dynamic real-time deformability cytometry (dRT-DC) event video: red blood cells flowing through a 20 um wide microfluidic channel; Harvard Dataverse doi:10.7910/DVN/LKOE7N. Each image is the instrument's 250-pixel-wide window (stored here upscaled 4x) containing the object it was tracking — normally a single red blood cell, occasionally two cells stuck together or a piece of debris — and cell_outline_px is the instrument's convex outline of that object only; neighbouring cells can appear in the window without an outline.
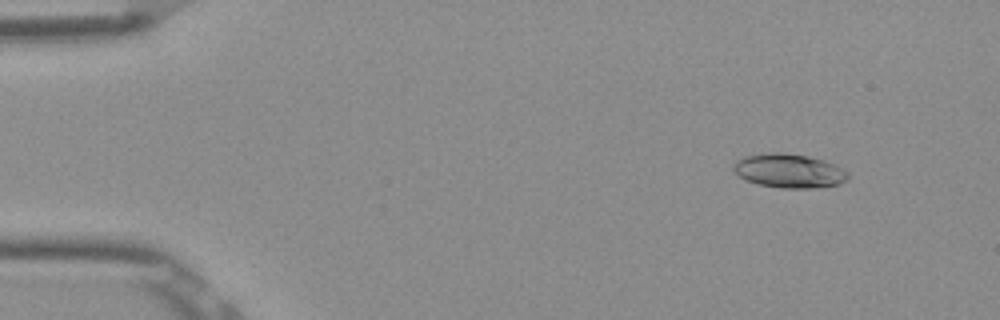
{"species": "Egyptian fruit bat (a non-hibernating species)", "species_latin": "Rousettus aegyptiacus", "temperature_condition": "room temperature", "stored_images_in_passage": 53, "camera_frame_rate_fps": 3000, "um_per_image_px": 0.085, "frame": {"image": 1, "passage_image": 6, "time_ms": 1.667, "image_size_px": [1000, 320], "cell_outline_px": [[848, 180], [840, 184], [812, 188], [780, 188], [760, 184], [744, 180], [732, 172], [732, 168], [736, 160], [744, 156], [772, 152], [780, 152], [808, 156], [824, 160], [836, 164], [848, 172]], "centroid_in_image_um": [67.06, 14.52], "position_along_channel_um": 17.9, "area_um2": 22.95}}
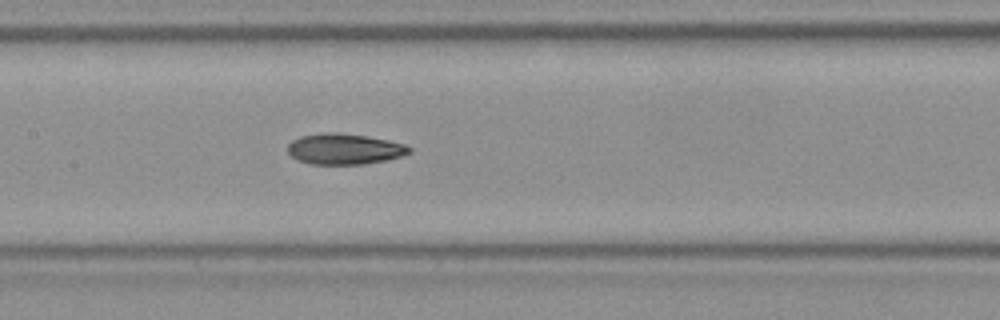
{"frame": {"image": 2, "passage_image": 26, "time_ms": 8.333, "image_size_px": [1000, 320], "cell_outline_px": [[412, 152], [388, 160], [364, 164], [308, 164], [292, 156], [288, 152], [288, 144], [292, 140], [300, 136], [324, 132], [336, 132], [368, 136], [388, 140], [404, 144], [412, 148]], "centroid_in_image_um": [29.29, 12.66], "position_along_channel_um": 178.1, "area_um2": 21.91}}
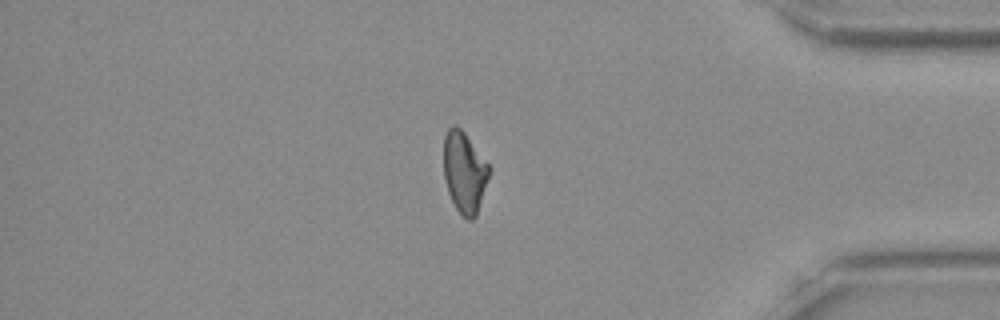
{"frame": {"image": 3, "passage_image": 45, "time_ms": 14.667, "image_size_px": [1000, 320], "cell_outline_px": [[492, 168], [476, 216], [472, 220], [468, 220], [456, 208], [448, 192], [444, 176], [444, 136], [448, 128], [452, 124], [456, 124], [464, 132]], "centroid_in_image_um": [39.48, 14.61], "position_along_channel_um": 395.7, "area_um2": 21.5}, "authors_computed_cell_mechanics": {"area_um2": 21.7906, "velocity_mm_per_s": 3.8961, "shape_relaxation_time_tau1_ms": 8.3115, "shape_relaxation_time_tau2_ms": 2.8008, "deformation_change_tau1": 0.195, "deformation_change_tau2": 0.088}}